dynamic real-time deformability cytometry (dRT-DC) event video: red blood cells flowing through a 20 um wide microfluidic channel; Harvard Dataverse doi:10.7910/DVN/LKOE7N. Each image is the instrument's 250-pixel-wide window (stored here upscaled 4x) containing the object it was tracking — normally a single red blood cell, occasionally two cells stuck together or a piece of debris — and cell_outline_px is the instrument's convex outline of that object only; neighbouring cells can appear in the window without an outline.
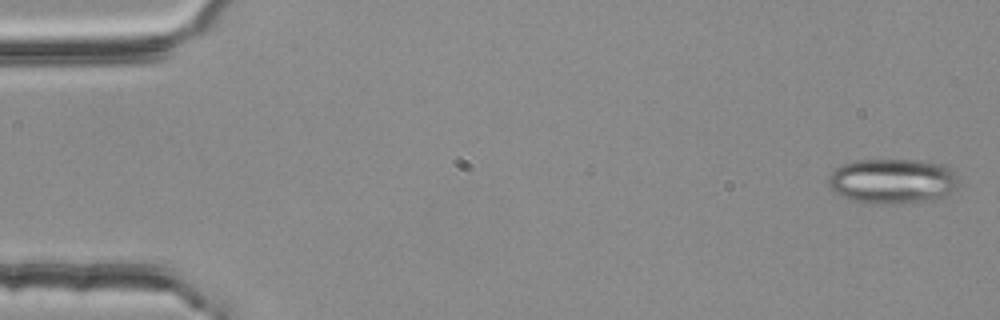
{"species": "common noctule bat (a hibernating species)", "species_latin": "Nyctalus noctula", "temperature_condition": "room temperature", "stored_images_in_passage": 3, "camera_frame_rate_fps": 3000, "um_per_image_px": 0.085, "animal": {"sex": "female", "body_mass_g": 25.1}, "frame": {"image": 1, "passage_image": 1, "time_ms": 0.0, "image_size_px": [1000, 320], "cell_outline_px": [[964, 184], [944, 196], [924, 200], [900, 204], [876, 204], [848, 200], [840, 196], [828, 184], [828, 176], [836, 168], [844, 164], [856, 160], [924, 160], [944, 164]], "centroid_in_image_um": [75.88, 15.39], "position_along_channel_um": 9.1, "area_um2": 34.51}}